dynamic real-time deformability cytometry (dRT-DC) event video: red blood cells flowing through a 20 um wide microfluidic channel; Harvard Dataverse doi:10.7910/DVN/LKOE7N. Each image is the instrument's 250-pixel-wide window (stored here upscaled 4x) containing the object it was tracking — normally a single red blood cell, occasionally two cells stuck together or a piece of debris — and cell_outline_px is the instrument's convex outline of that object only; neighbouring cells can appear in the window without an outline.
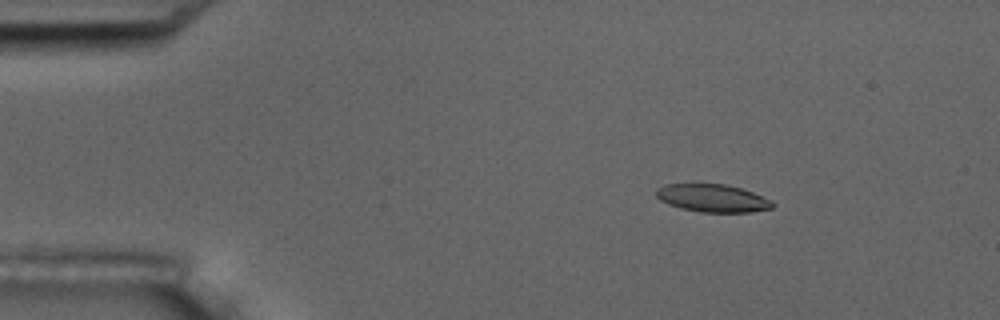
{"species": "common noctule bat (a hibernating species)", "species_latin": "Nyctalus noctula", "temperature_condition": "room temperature", "stored_images_in_passage": 6, "camera_frame_rate_fps": 3000, "um_per_image_px": 0.085, "animal": {"sex": "male", "body_mass_g": 17.5, "forearm_length_mm": 52.3}, "frame": {"image": 1, "passage_image": 3, "time_ms": 2.333, "image_size_px": [1000, 320], "cell_outline_px": [[776, 204], [772, 208], [748, 212], [700, 212], [680, 208], [668, 204], [660, 200], [656, 196], [656, 188], [664, 184], [692, 180], [724, 184], [740, 188], [752, 192], [772, 200]], "centroid_in_image_um": [60.48, 16.78], "position_along_channel_um": 24.5, "area_um2": 19.71}}